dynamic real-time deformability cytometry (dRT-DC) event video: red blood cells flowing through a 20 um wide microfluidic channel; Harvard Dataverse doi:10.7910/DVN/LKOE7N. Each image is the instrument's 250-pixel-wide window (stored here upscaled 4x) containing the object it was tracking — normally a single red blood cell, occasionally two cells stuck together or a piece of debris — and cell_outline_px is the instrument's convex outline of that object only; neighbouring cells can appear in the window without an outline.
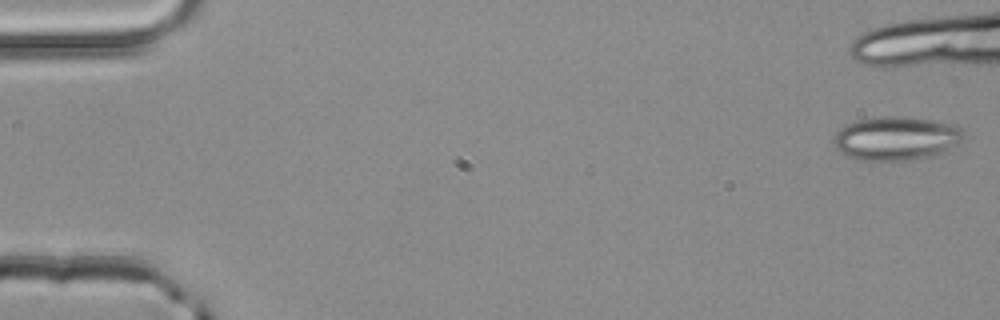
{"species": "common noctule bat (a hibernating species)", "species_latin": "Nyctalus noctula", "temperature_condition": "room temperature", "stored_images_in_passage": 11, "camera_frame_rate_fps": 3000, "um_per_image_px": 0.085, "animal": {"sex": "male", "body_mass_g": 20.4}, "frame": {"image": 1, "passage_image": 1, "time_ms": 0.0, "image_size_px": [1000, 320], "cell_outline_px": [[964, 136], [956, 144], [944, 152], [908, 160], [860, 160], [848, 156], [840, 152], [836, 148], [832, 140], [836, 132], [844, 124], [856, 120], [884, 116], [904, 116], [932, 120], [952, 124], [960, 128], [964, 132]], "centroid_in_image_um": [76.12, 11.74], "position_along_channel_um": 8.9, "area_um2": 33.0}}